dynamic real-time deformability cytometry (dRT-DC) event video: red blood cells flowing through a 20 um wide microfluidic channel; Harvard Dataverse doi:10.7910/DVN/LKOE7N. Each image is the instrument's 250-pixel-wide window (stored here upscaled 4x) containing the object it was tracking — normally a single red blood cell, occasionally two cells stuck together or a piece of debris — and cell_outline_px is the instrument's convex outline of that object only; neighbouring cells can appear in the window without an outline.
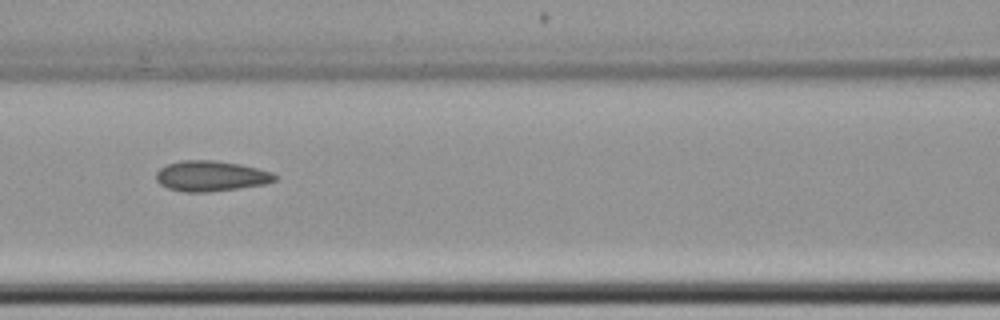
{"species": "common noctule bat (a hibernating species)", "species_latin": "Nyctalus noctula", "temperature_condition": "cold", "stored_images_in_passage": 9, "camera_frame_rate_fps": 3000, "um_per_image_px": 0.085, "animal": {"sex": "female", "body_mass_g": 22.7, "forearm_length_mm": 54.2}, "frame": {"image": 1, "passage_image": 6, "time_ms": 7.0, "image_size_px": [1000, 320], "cell_outline_px": [[276, 180], [264, 184], [240, 188], [208, 192], [184, 192], [168, 188], [160, 184], [156, 180], [156, 172], [160, 168], [168, 164], [180, 160], [212, 160], [240, 164], [272, 172], [276, 176]], "centroid_in_image_um": [17.9, 14.96], "position_along_channel_um": 148.7, "area_um2": 21.04}}
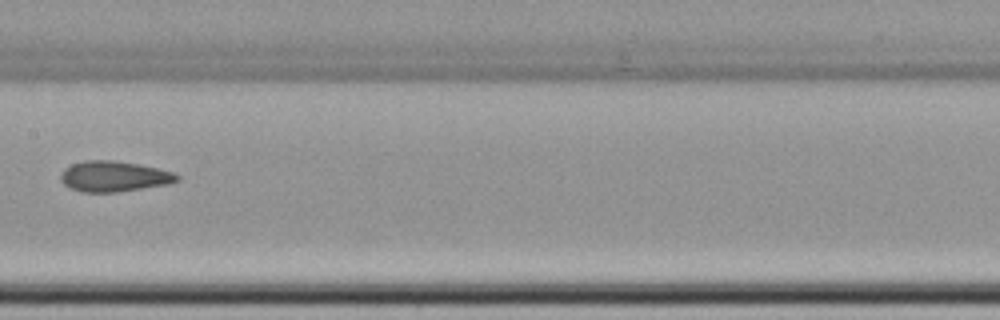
{"frame": {"image": 2, "passage_image": 7, "time_ms": 8.333, "image_size_px": [1000, 320], "cell_outline_px": [[180, 180], [168, 184], [116, 192], [80, 192], [68, 188], [60, 180], [60, 176], [64, 168], [72, 164], [84, 160], [112, 160], [136, 164], [156, 168], [172, 172], [180, 176]], "centroid_in_image_um": [9.64, 15.0], "position_along_channel_um": 197.8, "area_um2": 20.69}}